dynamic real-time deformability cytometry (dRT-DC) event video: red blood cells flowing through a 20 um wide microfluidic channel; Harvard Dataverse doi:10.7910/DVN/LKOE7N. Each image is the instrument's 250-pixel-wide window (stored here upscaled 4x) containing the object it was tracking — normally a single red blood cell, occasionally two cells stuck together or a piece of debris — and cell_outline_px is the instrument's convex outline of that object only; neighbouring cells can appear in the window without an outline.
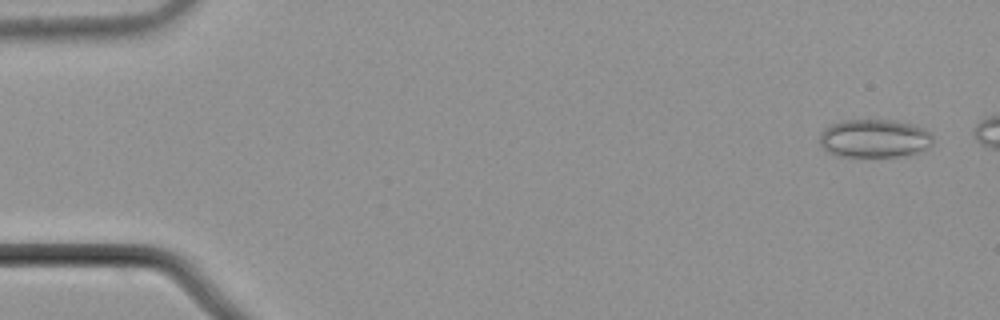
{"species": "common noctule bat (a hibernating species)", "species_latin": "Nyctalus noctula", "temperature_condition": "cold", "stored_images_in_passage": 7, "segment_of_instrument_passage": [1, 2], "camera_frame_rate_fps": 3000, "um_per_image_px": 0.085, "animal": {"sex": "male", "body_mass_g": 21.5, "forearm_length_mm": 52.0}, "frame": {"image": 1, "passage_image": 1, "time_ms": 0.0, "image_size_px": [1000, 320], "cell_outline_px": [[932, 144], [928, 148], [908, 156], [836, 156], [828, 152], [820, 144], [820, 132], [824, 128], [832, 124], [844, 120], [896, 120], [912, 124], [924, 128], [932, 136]], "centroid_in_image_um": [74.33, 11.77], "position_along_channel_um": 10.7, "area_um2": 25.43}}
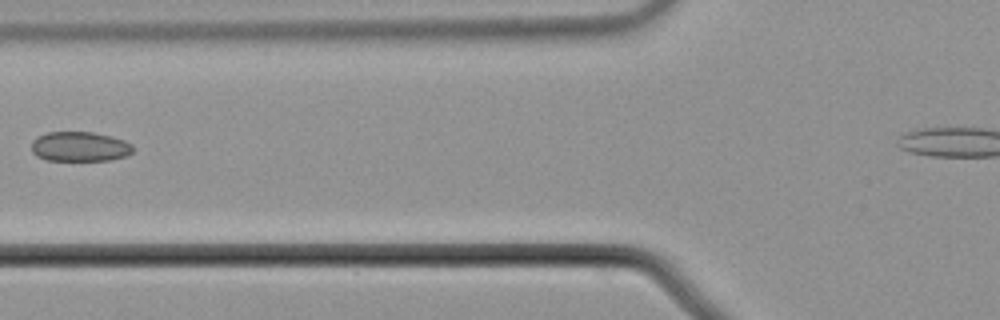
{"frame": {"image": 2, "passage_image": 6, "time_ms": 1.667, "image_size_px": [1000, 320], "cell_outline_px": [[136, 148], [128, 156], [112, 160], [44, 160], [36, 156], [32, 152], [32, 140], [36, 136], [48, 132], [92, 132], [112, 136], [124, 140], [132, 144]], "centroid_in_image_um": [6.8, 12.46], "position_along_channel_um": 119.0, "area_um2": 17.92}}